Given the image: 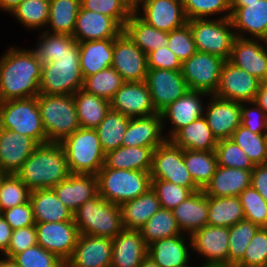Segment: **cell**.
Returning <instances> with one entry per match:
<instances>
[{"mask_svg": "<svg viewBox=\"0 0 267 267\" xmlns=\"http://www.w3.org/2000/svg\"><path fill=\"white\" fill-rule=\"evenodd\" d=\"M140 17L152 27L170 32L187 23L181 0H144Z\"/></svg>", "mask_w": 267, "mask_h": 267, "instance_id": "7402d4cb", "label": "cell"}, {"mask_svg": "<svg viewBox=\"0 0 267 267\" xmlns=\"http://www.w3.org/2000/svg\"><path fill=\"white\" fill-rule=\"evenodd\" d=\"M96 176L98 194L112 204L120 205L135 199L151 187L147 171L112 169L104 165Z\"/></svg>", "mask_w": 267, "mask_h": 267, "instance_id": "52a82bcc", "label": "cell"}, {"mask_svg": "<svg viewBox=\"0 0 267 267\" xmlns=\"http://www.w3.org/2000/svg\"><path fill=\"white\" fill-rule=\"evenodd\" d=\"M148 255V246L139 230L123 229L112 239L111 267H139Z\"/></svg>", "mask_w": 267, "mask_h": 267, "instance_id": "83f0119b", "label": "cell"}, {"mask_svg": "<svg viewBox=\"0 0 267 267\" xmlns=\"http://www.w3.org/2000/svg\"><path fill=\"white\" fill-rule=\"evenodd\" d=\"M3 175L4 174L0 171V182H1V179H2Z\"/></svg>", "mask_w": 267, "mask_h": 267, "instance_id": "2a66077c", "label": "cell"}, {"mask_svg": "<svg viewBox=\"0 0 267 267\" xmlns=\"http://www.w3.org/2000/svg\"><path fill=\"white\" fill-rule=\"evenodd\" d=\"M42 62L35 52L11 47L0 59V102L36 97Z\"/></svg>", "mask_w": 267, "mask_h": 267, "instance_id": "6da1fadb", "label": "cell"}, {"mask_svg": "<svg viewBox=\"0 0 267 267\" xmlns=\"http://www.w3.org/2000/svg\"><path fill=\"white\" fill-rule=\"evenodd\" d=\"M80 7L81 0H50L47 26L52 32H46L72 35Z\"/></svg>", "mask_w": 267, "mask_h": 267, "instance_id": "ab89813d", "label": "cell"}, {"mask_svg": "<svg viewBox=\"0 0 267 267\" xmlns=\"http://www.w3.org/2000/svg\"><path fill=\"white\" fill-rule=\"evenodd\" d=\"M145 82L158 113L189 90L181 70L148 69Z\"/></svg>", "mask_w": 267, "mask_h": 267, "instance_id": "9a60e30c", "label": "cell"}, {"mask_svg": "<svg viewBox=\"0 0 267 267\" xmlns=\"http://www.w3.org/2000/svg\"><path fill=\"white\" fill-rule=\"evenodd\" d=\"M187 20L206 19L225 13L222 18H230V0H181ZM227 13H226V12Z\"/></svg>", "mask_w": 267, "mask_h": 267, "instance_id": "f5cc1de1", "label": "cell"}, {"mask_svg": "<svg viewBox=\"0 0 267 267\" xmlns=\"http://www.w3.org/2000/svg\"><path fill=\"white\" fill-rule=\"evenodd\" d=\"M31 190L16 174H4L0 182V214L30 201Z\"/></svg>", "mask_w": 267, "mask_h": 267, "instance_id": "681fc988", "label": "cell"}, {"mask_svg": "<svg viewBox=\"0 0 267 267\" xmlns=\"http://www.w3.org/2000/svg\"><path fill=\"white\" fill-rule=\"evenodd\" d=\"M248 104H252L253 109L247 105V102H241V125L253 133L265 134L267 115L254 102H248Z\"/></svg>", "mask_w": 267, "mask_h": 267, "instance_id": "94428289", "label": "cell"}, {"mask_svg": "<svg viewBox=\"0 0 267 267\" xmlns=\"http://www.w3.org/2000/svg\"><path fill=\"white\" fill-rule=\"evenodd\" d=\"M238 197L243 207L245 220L259 227H267V202L258 191L249 186Z\"/></svg>", "mask_w": 267, "mask_h": 267, "instance_id": "816d5d0a", "label": "cell"}, {"mask_svg": "<svg viewBox=\"0 0 267 267\" xmlns=\"http://www.w3.org/2000/svg\"><path fill=\"white\" fill-rule=\"evenodd\" d=\"M139 267H160L149 256H147L140 264Z\"/></svg>", "mask_w": 267, "mask_h": 267, "instance_id": "8c879c8a", "label": "cell"}, {"mask_svg": "<svg viewBox=\"0 0 267 267\" xmlns=\"http://www.w3.org/2000/svg\"><path fill=\"white\" fill-rule=\"evenodd\" d=\"M39 144L32 138L0 128V171L16 174Z\"/></svg>", "mask_w": 267, "mask_h": 267, "instance_id": "44dd1931", "label": "cell"}, {"mask_svg": "<svg viewBox=\"0 0 267 267\" xmlns=\"http://www.w3.org/2000/svg\"><path fill=\"white\" fill-rule=\"evenodd\" d=\"M81 128L95 129L110 111V101L78 90L73 94Z\"/></svg>", "mask_w": 267, "mask_h": 267, "instance_id": "74e56055", "label": "cell"}, {"mask_svg": "<svg viewBox=\"0 0 267 267\" xmlns=\"http://www.w3.org/2000/svg\"><path fill=\"white\" fill-rule=\"evenodd\" d=\"M12 258L19 267H65L63 260L39 244L15 254Z\"/></svg>", "mask_w": 267, "mask_h": 267, "instance_id": "db71d44e", "label": "cell"}, {"mask_svg": "<svg viewBox=\"0 0 267 267\" xmlns=\"http://www.w3.org/2000/svg\"><path fill=\"white\" fill-rule=\"evenodd\" d=\"M151 187L156 192L161 207L173 210L193 192L186 187L164 180H151Z\"/></svg>", "mask_w": 267, "mask_h": 267, "instance_id": "9f6ffc18", "label": "cell"}, {"mask_svg": "<svg viewBox=\"0 0 267 267\" xmlns=\"http://www.w3.org/2000/svg\"><path fill=\"white\" fill-rule=\"evenodd\" d=\"M183 63L196 51V45L188 23L184 26L168 32V43L166 45Z\"/></svg>", "mask_w": 267, "mask_h": 267, "instance_id": "680465c9", "label": "cell"}, {"mask_svg": "<svg viewBox=\"0 0 267 267\" xmlns=\"http://www.w3.org/2000/svg\"><path fill=\"white\" fill-rule=\"evenodd\" d=\"M83 78L112 66L114 39L79 42Z\"/></svg>", "mask_w": 267, "mask_h": 267, "instance_id": "836d02e7", "label": "cell"}, {"mask_svg": "<svg viewBox=\"0 0 267 267\" xmlns=\"http://www.w3.org/2000/svg\"><path fill=\"white\" fill-rule=\"evenodd\" d=\"M30 203L35 222L74 221L73 212L58 199L53 189L31 191Z\"/></svg>", "mask_w": 267, "mask_h": 267, "instance_id": "d6a6232c", "label": "cell"}, {"mask_svg": "<svg viewBox=\"0 0 267 267\" xmlns=\"http://www.w3.org/2000/svg\"><path fill=\"white\" fill-rule=\"evenodd\" d=\"M114 68L125 82L145 81L148 72L147 55L122 31L114 38Z\"/></svg>", "mask_w": 267, "mask_h": 267, "instance_id": "4fadbf2b", "label": "cell"}, {"mask_svg": "<svg viewBox=\"0 0 267 267\" xmlns=\"http://www.w3.org/2000/svg\"><path fill=\"white\" fill-rule=\"evenodd\" d=\"M1 214L13 230L36 224L30 201L4 210Z\"/></svg>", "mask_w": 267, "mask_h": 267, "instance_id": "be15d7a7", "label": "cell"}, {"mask_svg": "<svg viewBox=\"0 0 267 267\" xmlns=\"http://www.w3.org/2000/svg\"><path fill=\"white\" fill-rule=\"evenodd\" d=\"M267 266V227H260L248 244L243 259L235 267Z\"/></svg>", "mask_w": 267, "mask_h": 267, "instance_id": "11a10c76", "label": "cell"}, {"mask_svg": "<svg viewBox=\"0 0 267 267\" xmlns=\"http://www.w3.org/2000/svg\"><path fill=\"white\" fill-rule=\"evenodd\" d=\"M148 69L181 70L182 63L178 57L167 47L158 49L147 54Z\"/></svg>", "mask_w": 267, "mask_h": 267, "instance_id": "6125c7cd", "label": "cell"}, {"mask_svg": "<svg viewBox=\"0 0 267 267\" xmlns=\"http://www.w3.org/2000/svg\"><path fill=\"white\" fill-rule=\"evenodd\" d=\"M215 153L218 166L244 170H253L255 167L250 158L231 139L219 140Z\"/></svg>", "mask_w": 267, "mask_h": 267, "instance_id": "f907efd6", "label": "cell"}, {"mask_svg": "<svg viewBox=\"0 0 267 267\" xmlns=\"http://www.w3.org/2000/svg\"><path fill=\"white\" fill-rule=\"evenodd\" d=\"M81 6L86 10L112 17L122 28L132 14L122 0H81Z\"/></svg>", "mask_w": 267, "mask_h": 267, "instance_id": "6f0895ef", "label": "cell"}, {"mask_svg": "<svg viewBox=\"0 0 267 267\" xmlns=\"http://www.w3.org/2000/svg\"><path fill=\"white\" fill-rule=\"evenodd\" d=\"M251 174L252 170L217 165L213 177L203 191L207 196H238L245 188L251 186Z\"/></svg>", "mask_w": 267, "mask_h": 267, "instance_id": "f546056e", "label": "cell"}, {"mask_svg": "<svg viewBox=\"0 0 267 267\" xmlns=\"http://www.w3.org/2000/svg\"><path fill=\"white\" fill-rule=\"evenodd\" d=\"M224 62L218 56L196 51L182 63L181 73L189 90L215 94Z\"/></svg>", "mask_w": 267, "mask_h": 267, "instance_id": "8fae6325", "label": "cell"}, {"mask_svg": "<svg viewBox=\"0 0 267 267\" xmlns=\"http://www.w3.org/2000/svg\"><path fill=\"white\" fill-rule=\"evenodd\" d=\"M0 267H19L17 263L10 257L0 258Z\"/></svg>", "mask_w": 267, "mask_h": 267, "instance_id": "2644e50d", "label": "cell"}, {"mask_svg": "<svg viewBox=\"0 0 267 267\" xmlns=\"http://www.w3.org/2000/svg\"><path fill=\"white\" fill-rule=\"evenodd\" d=\"M147 246L159 239L181 235L172 210L162 208L157 211L139 230Z\"/></svg>", "mask_w": 267, "mask_h": 267, "instance_id": "7bdbcfd3", "label": "cell"}, {"mask_svg": "<svg viewBox=\"0 0 267 267\" xmlns=\"http://www.w3.org/2000/svg\"><path fill=\"white\" fill-rule=\"evenodd\" d=\"M260 41L236 36L229 61L262 82L267 72V49Z\"/></svg>", "mask_w": 267, "mask_h": 267, "instance_id": "cb8c5ba5", "label": "cell"}, {"mask_svg": "<svg viewBox=\"0 0 267 267\" xmlns=\"http://www.w3.org/2000/svg\"><path fill=\"white\" fill-rule=\"evenodd\" d=\"M49 4L50 0H25L11 14L26 28L38 29L44 26L47 27Z\"/></svg>", "mask_w": 267, "mask_h": 267, "instance_id": "c3c4849f", "label": "cell"}, {"mask_svg": "<svg viewBox=\"0 0 267 267\" xmlns=\"http://www.w3.org/2000/svg\"><path fill=\"white\" fill-rule=\"evenodd\" d=\"M47 143H61L80 128L73 95H37Z\"/></svg>", "mask_w": 267, "mask_h": 267, "instance_id": "3957f363", "label": "cell"}, {"mask_svg": "<svg viewBox=\"0 0 267 267\" xmlns=\"http://www.w3.org/2000/svg\"><path fill=\"white\" fill-rule=\"evenodd\" d=\"M197 51L229 60L236 34L230 18L188 20ZM232 30H231V29Z\"/></svg>", "mask_w": 267, "mask_h": 267, "instance_id": "9c48e42d", "label": "cell"}, {"mask_svg": "<svg viewBox=\"0 0 267 267\" xmlns=\"http://www.w3.org/2000/svg\"><path fill=\"white\" fill-rule=\"evenodd\" d=\"M37 244V231L35 225L15 229L12 232L6 257L12 258L15 254L25 251Z\"/></svg>", "mask_w": 267, "mask_h": 267, "instance_id": "91938a15", "label": "cell"}, {"mask_svg": "<svg viewBox=\"0 0 267 267\" xmlns=\"http://www.w3.org/2000/svg\"><path fill=\"white\" fill-rule=\"evenodd\" d=\"M256 0H230V2H253Z\"/></svg>", "mask_w": 267, "mask_h": 267, "instance_id": "753ad0ef", "label": "cell"}, {"mask_svg": "<svg viewBox=\"0 0 267 267\" xmlns=\"http://www.w3.org/2000/svg\"><path fill=\"white\" fill-rule=\"evenodd\" d=\"M153 150L150 147H126L111 150L105 154L104 165L112 169L150 172Z\"/></svg>", "mask_w": 267, "mask_h": 267, "instance_id": "8d00e7d4", "label": "cell"}, {"mask_svg": "<svg viewBox=\"0 0 267 267\" xmlns=\"http://www.w3.org/2000/svg\"><path fill=\"white\" fill-rule=\"evenodd\" d=\"M230 139L250 158L254 165L267 163L266 134H256L240 125Z\"/></svg>", "mask_w": 267, "mask_h": 267, "instance_id": "bcb514c9", "label": "cell"}, {"mask_svg": "<svg viewBox=\"0 0 267 267\" xmlns=\"http://www.w3.org/2000/svg\"><path fill=\"white\" fill-rule=\"evenodd\" d=\"M183 150L215 151L217 140L204 116L181 128L171 139Z\"/></svg>", "mask_w": 267, "mask_h": 267, "instance_id": "e575fe53", "label": "cell"}, {"mask_svg": "<svg viewBox=\"0 0 267 267\" xmlns=\"http://www.w3.org/2000/svg\"><path fill=\"white\" fill-rule=\"evenodd\" d=\"M0 128L30 137L39 145L47 143L37 96L0 102Z\"/></svg>", "mask_w": 267, "mask_h": 267, "instance_id": "ba28073f", "label": "cell"}, {"mask_svg": "<svg viewBox=\"0 0 267 267\" xmlns=\"http://www.w3.org/2000/svg\"><path fill=\"white\" fill-rule=\"evenodd\" d=\"M151 180H164L189 188L193 193L201 189L195 184L183 161V149L166 140L153 150Z\"/></svg>", "mask_w": 267, "mask_h": 267, "instance_id": "30bf717a", "label": "cell"}, {"mask_svg": "<svg viewBox=\"0 0 267 267\" xmlns=\"http://www.w3.org/2000/svg\"><path fill=\"white\" fill-rule=\"evenodd\" d=\"M124 4L132 11H140V7L144 0H122Z\"/></svg>", "mask_w": 267, "mask_h": 267, "instance_id": "89a4df30", "label": "cell"}, {"mask_svg": "<svg viewBox=\"0 0 267 267\" xmlns=\"http://www.w3.org/2000/svg\"><path fill=\"white\" fill-rule=\"evenodd\" d=\"M210 102L204 117L217 141L230 139L233 132L241 125V102L225 100L209 95Z\"/></svg>", "mask_w": 267, "mask_h": 267, "instance_id": "ffe728a7", "label": "cell"}, {"mask_svg": "<svg viewBox=\"0 0 267 267\" xmlns=\"http://www.w3.org/2000/svg\"><path fill=\"white\" fill-rule=\"evenodd\" d=\"M230 11L236 36L244 38L242 33L248 32L267 44V0L230 2Z\"/></svg>", "mask_w": 267, "mask_h": 267, "instance_id": "e0dca14e", "label": "cell"}, {"mask_svg": "<svg viewBox=\"0 0 267 267\" xmlns=\"http://www.w3.org/2000/svg\"><path fill=\"white\" fill-rule=\"evenodd\" d=\"M245 219L238 196H208V224L218 227H231Z\"/></svg>", "mask_w": 267, "mask_h": 267, "instance_id": "f35d334b", "label": "cell"}, {"mask_svg": "<svg viewBox=\"0 0 267 267\" xmlns=\"http://www.w3.org/2000/svg\"><path fill=\"white\" fill-rule=\"evenodd\" d=\"M70 174L66 154L60 143L39 145L16 173L31 191L52 189Z\"/></svg>", "mask_w": 267, "mask_h": 267, "instance_id": "7a4b0ae2", "label": "cell"}, {"mask_svg": "<svg viewBox=\"0 0 267 267\" xmlns=\"http://www.w3.org/2000/svg\"><path fill=\"white\" fill-rule=\"evenodd\" d=\"M261 83L267 84V72H266V75H265V77Z\"/></svg>", "mask_w": 267, "mask_h": 267, "instance_id": "34e18365", "label": "cell"}, {"mask_svg": "<svg viewBox=\"0 0 267 267\" xmlns=\"http://www.w3.org/2000/svg\"><path fill=\"white\" fill-rule=\"evenodd\" d=\"M251 186L255 188L267 202V163L255 165L251 174Z\"/></svg>", "mask_w": 267, "mask_h": 267, "instance_id": "e7e4bbea", "label": "cell"}, {"mask_svg": "<svg viewBox=\"0 0 267 267\" xmlns=\"http://www.w3.org/2000/svg\"><path fill=\"white\" fill-rule=\"evenodd\" d=\"M112 238L80 234L65 267H111Z\"/></svg>", "mask_w": 267, "mask_h": 267, "instance_id": "d6986e66", "label": "cell"}, {"mask_svg": "<svg viewBox=\"0 0 267 267\" xmlns=\"http://www.w3.org/2000/svg\"><path fill=\"white\" fill-rule=\"evenodd\" d=\"M83 79L77 44L70 54H63L54 62L42 64L39 94L73 95L82 89Z\"/></svg>", "mask_w": 267, "mask_h": 267, "instance_id": "8992f818", "label": "cell"}, {"mask_svg": "<svg viewBox=\"0 0 267 267\" xmlns=\"http://www.w3.org/2000/svg\"><path fill=\"white\" fill-rule=\"evenodd\" d=\"M185 235L159 239L148 246V255L160 267L189 266L190 258Z\"/></svg>", "mask_w": 267, "mask_h": 267, "instance_id": "1f68e13d", "label": "cell"}, {"mask_svg": "<svg viewBox=\"0 0 267 267\" xmlns=\"http://www.w3.org/2000/svg\"><path fill=\"white\" fill-rule=\"evenodd\" d=\"M189 238L190 247L206 259L199 267H228L229 227L208 224Z\"/></svg>", "mask_w": 267, "mask_h": 267, "instance_id": "7c38bea8", "label": "cell"}, {"mask_svg": "<svg viewBox=\"0 0 267 267\" xmlns=\"http://www.w3.org/2000/svg\"><path fill=\"white\" fill-rule=\"evenodd\" d=\"M172 212L180 231L189 236L208 225V196L203 190L194 192Z\"/></svg>", "mask_w": 267, "mask_h": 267, "instance_id": "f1b7e54d", "label": "cell"}, {"mask_svg": "<svg viewBox=\"0 0 267 267\" xmlns=\"http://www.w3.org/2000/svg\"><path fill=\"white\" fill-rule=\"evenodd\" d=\"M124 229L140 230L161 209L156 192L150 187L135 199L119 205Z\"/></svg>", "mask_w": 267, "mask_h": 267, "instance_id": "4dcf8cb0", "label": "cell"}, {"mask_svg": "<svg viewBox=\"0 0 267 267\" xmlns=\"http://www.w3.org/2000/svg\"><path fill=\"white\" fill-rule=\"evenodd\" d=\"M261 81L229 60L223 63L215 96L237 102H253Z\"/></svg>", "mask_w": 267, "mask_h": 267, "instance_id": "2e32d148", "label": "cell"}, {"mask_svg": "<svg viewBox=\"0 0 267 267\" xmlns=\"http://www.w3.org/2000/svg\"><path fill=\"white\" fill-rule=\"evenodd\" d=\"M265 134L267 135V117H266V123H265Z\"/></svg>", "mask_w": 267, "mask_h": 267, "instance_id": "11e5206c", "label": "cell"}, {"mask_svg": "<svg viewBox=\"0 0 267 267\" xmlns=\"http://www.w3.org/2000/svg\"><path fill=\"white\" fill-rule=\"evenodd\" d=\"M35 223L37 244L66 262L80 235L74 221Z\"/></svg>", "mask_w": 267, "mask_h": 267, "instance_id": "5bb4252c", "label": "cell"}, {"mask_svg": "<svg viewBox=\"0 0 267 267\" xmlns=\"http://www.w3.org/2000/svg\"><path fill=\"white\" fill-rule=\"evenodd\" d=\"M58 199L73 213L98 195V180L92 174H70L52 188Z\"/></svg>", "mask_w": 267, "mask_h": 267, "instance_id": "484cf974", "label": "cell"}, {"mask_svg": "<svg viewBox=\"0 0 267 267\" xmlns=\"http://www.w3.org/2000/svg\"><path fill=\"white\" fill-rule=\"evenodd\" d=\"M208 95L206 92L188 90L160 112L163 123L169 118L173 124L169 133L170 136H166V138L168 137L167 140H170L181 128L204 116L205 107L201 97Z\"/></svg>", "mask_w": 267, "mask_h": 267, "instance_id": "d4e9b609", "label": "cell"}, {"mask_svg": "<svg viewBox=\"0 0 267 267\" xmlns=\"http://www.w3.org/2000/svg\"><path fill=\"white\" fill-rule=\"evenodd\" d=\"M72 174L97 175L104 166L105 152L95 129L79 128L60 143Z\"/></svg>", "mask_w": 267, "mask_h": 267, "instance_id": "5b68a950", "label": "cell"}, {"mask_svg": "<svg viewBox=\"0 0 267 267\" xmlns=\"http://www.w3.org/2000/svg\"><path fill=\"white\" fill-rule=\"evenodd\" d=\"M125 81L111 66L83 79L84 92L111 100Z\"/></svg>", "mask_w": 267, "mask_h": 267, "instance_id": "f6af8a7d", "label": "cell"}, {"mask_svg": "<svg viewBox=\"0 0 267 267\" xmlns=\"http://www.w3.org/2000/svg\"><path fill=\"white\" fill-rule=\"evenodd\" d=\"M73 220L80 234L114 238L123 229L120 207L106 201L99 194L82 204Z\"/></svg>", "mask_w": 267, "mask_h": 267, "instance_id": "277c9868", "label": "cell"}, {"mask_svg": "<svg viewBox=\"0 0 267 267\" xmlns=\"http://www.w3.org/2000/svg\"><path fill=\"white\" fill-rule=\"evenodd\" d=\"M12 232L13 229L6 222V219L3 217V215L0 214V252H2V255L8 250Z\"/></svg>", "mask_w": 267, "mask_h": 267, "instance_id": "03108f58", "label": "cell"}, {"mask_svg": "<svg viewBox=\"0 0 267 267\" xmlns=\"http://www.w3.org/2000/svg\"><path fill=\"white\" fill-rule=\"evenodd\" d=\"M111 109L129 118L151 116L158 113L145 81L124 82L110 100Z\"/></svg>", "mask_w": 267, "mask_h": 267, "instance_id": "ac0fdd59", "label": "cell"}, {"mask_svg": "<svg viewBox=\"0 0 267 267\" xmlns=\"http://www.w3.org/2000/svg\"><path fill=\"white\" fill-rule=\"evenodd\" d=\"M123 28L107 15L84 9H79L72 36L79 42L114 39Z\"/></svg>", "mask_w": 267, "mask_h": 267, "instance_id": "603a6c76", "label": "cell"}, {"mask_svg": "<svg viewBox=\"0 0 267 267\" xmlns=\"http://www.w3.org/2000/svg\"><path fill=\"white\" fill-rule=\"evenodd\" d=\"M40 35L41 40L33 51L42 64L54 62L63 54H70V50L78 44L72 35L52 34L46 31Z\"/></svg>", "mask_w": 267, "mask_h": 267, "instance_id": "ee69618b", "label": "cell"}, {"mask_svg": "<svg viewBox=\"0 0 267 267\" xmlns=\"http://www.w3.org/2000/svg\"><path fill=\"white\" fill-rule=\"evenodd\" d=\"M25 0H0V9L12 13V11Z\"/></svg>", "mask_w": 267, "mask_h": 267, "instance_id": "a7ac6f4b", "label": "cell"}, {"mask_svg": "<svg viewBox=\"0 0 267 267\" xmlns=\"http://www.w3.org/2000/svg\"><path fill=\"white\" fill-rule=\"evenodd\" d=\"M131 118L110 109L106 117L95 128L105 154L122 146L124 133Z\"/></svg>", "mask_w": 267, "mask_h": 267, "instance_id": "60d3db41", "label": "cell"}, {"mask_svg": "<svg viewBox=\"0 0 267 267\" xmlns=\"http://www.w3.org/2000/svg\"><path fill=\"white\" fill-rule=\"evenodd\" d=\"M123 31L146 55L168 43V32L152 27L137 12H132Z\"/></svg>", "mask_w": 267, "mask_h": 267, "instance_id": "d590c367", "label": "cell"}, {"mask_svg": "<svg viewBox=\"0 0 267 267\" xmlns=\"http://www.w3.org/2000/svg\"><path fill=\"white\" fill-rule=\"evenodd\" d=\"M164 124L160 113L151 116L131 118L124 137L122 146L150 147L154 150L163 144L167 138L162 134Z\"/></svg>", "mask_w": 267, "mask_h": 267, "instance_id": "4316f807", "label": "cell"}, {"mask_svg": "<svg viewBox=\"0 0 267 267\" xmlns=\"http://www.w3.org/2000/svg\"><path fill=\"white\" fill-rule=\"evenodd\" d=\"M253 102L267 115V84L261 83Z\"/></svg>", "mask_w": 267, "mask_h": 267, "instance_id": "003e7915", "label": "cell"}, {"mask_svg": "<svg viewBox=\"0 0 267 267\" xmlns=\"http://www.w3.org/2000/svg\"><path fill=\"white\" fill-rule=\"evenodd\" d=\"M183 161L195 184L203 190L217 167L215 151L183 150Z\"/></svg>", "mask_w": 267, "mask_h": 267, "instance_id": "b9f144b4", "label": "cell"}, {"mask_svg": "<svg viewBox=\"0 0 267 267\" xmlns=\"http://www.w3.org/2000/svg\"><path fill=\"white\" fill-rule=\"evenodd\" d=\"M259 228L245 219L229 227L228 267H235L243 259L248 244Z\"/></svg>", "mask_w": 267, "mask_h": 267, "instance_id": "7dc6e473", "label": "cell"}]
</instances>
